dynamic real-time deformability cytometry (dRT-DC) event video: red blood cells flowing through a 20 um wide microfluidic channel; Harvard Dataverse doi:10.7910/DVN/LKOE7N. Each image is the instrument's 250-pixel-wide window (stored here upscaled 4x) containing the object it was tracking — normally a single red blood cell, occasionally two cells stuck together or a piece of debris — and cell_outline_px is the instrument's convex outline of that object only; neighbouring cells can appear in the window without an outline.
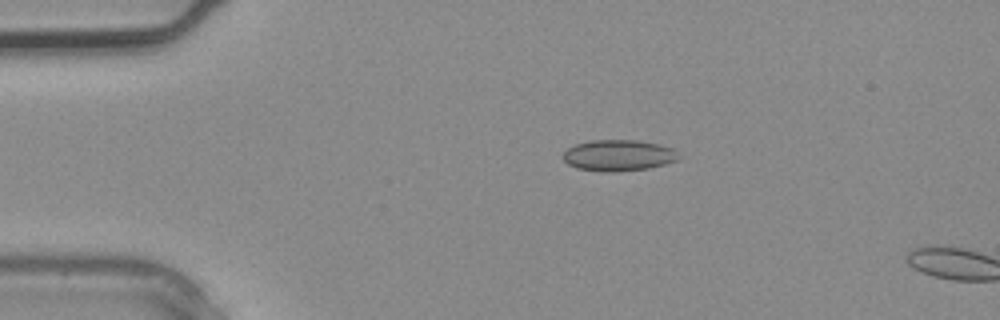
{"species": "common noctule bat (a hibernating species)", "species_latin": "Nyctalus noctula", "temperature_condition": "warm", "stored_images_in_passage": 3, "camera_frame_rate_fps": 3000, "um_per_image_px": 0.085, "animal": {"sex": "male", "body_mass_g": 20.4}, "frame": {"image": 1, "passage_image": 2, "time_ms": 0.333, "image_size_px": [1000, 320], "cell_outline_px": [[680, 156], [676, 160], [664, 164], [648, 168], [616, 172], [600, 172], [576, 168], [568, 164], [564, 160], [564, 152], [568, 148], [576, 144], [588, 140], [636, 140], [660, 144], [672, 148]], "centroid_in_image_um": [52.55, 13.21], "position_along_channel_um": 32.5, "area_um2": 21.04}}